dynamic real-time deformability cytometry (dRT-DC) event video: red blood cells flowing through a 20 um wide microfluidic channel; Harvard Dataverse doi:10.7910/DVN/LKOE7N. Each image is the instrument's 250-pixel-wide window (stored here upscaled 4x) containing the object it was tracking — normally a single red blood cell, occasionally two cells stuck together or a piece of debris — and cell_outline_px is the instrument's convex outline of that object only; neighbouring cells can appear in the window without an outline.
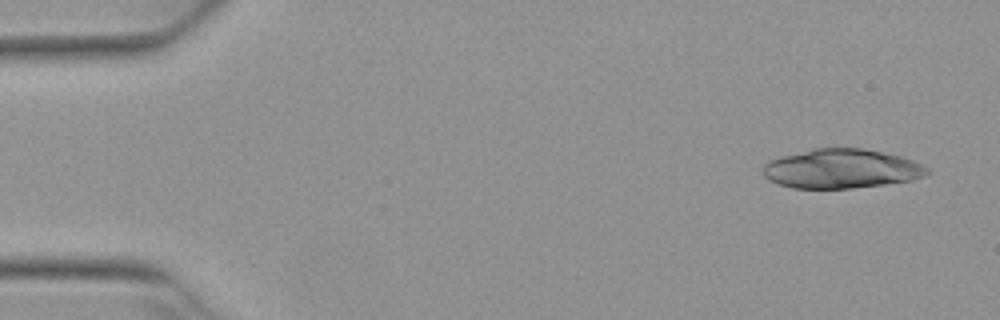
{"species": "Egyptian fruit bat (a non-hibernating species)", "species_latin": "Rousettus aegyptiacus", "temperature_condition": "warm", "stored_images_in_passage": 3, "camera_frame_rate_fps": 3000, "um_per_image_px": 0.085, "animal": {"sex": "female"}, "frame": {"image": 1, "passage_image": 1, "time_ms": 0.0, "image_size_px": [1000, 320], "cell_outline_px": [[932, 172], [924, 176], [912, 180], [884, 184], [852, 188], [792, 188], [776, 184], [768, 180], [764, 176], [764, 164], [768, 160], [812, 148], [864, 148], [900, 156], [912, 160], [928, 168]], "centroid_in_image_um": [71.5, 14.34], "position_along_channel_um": 13.5, "area_um2": 37.63}}